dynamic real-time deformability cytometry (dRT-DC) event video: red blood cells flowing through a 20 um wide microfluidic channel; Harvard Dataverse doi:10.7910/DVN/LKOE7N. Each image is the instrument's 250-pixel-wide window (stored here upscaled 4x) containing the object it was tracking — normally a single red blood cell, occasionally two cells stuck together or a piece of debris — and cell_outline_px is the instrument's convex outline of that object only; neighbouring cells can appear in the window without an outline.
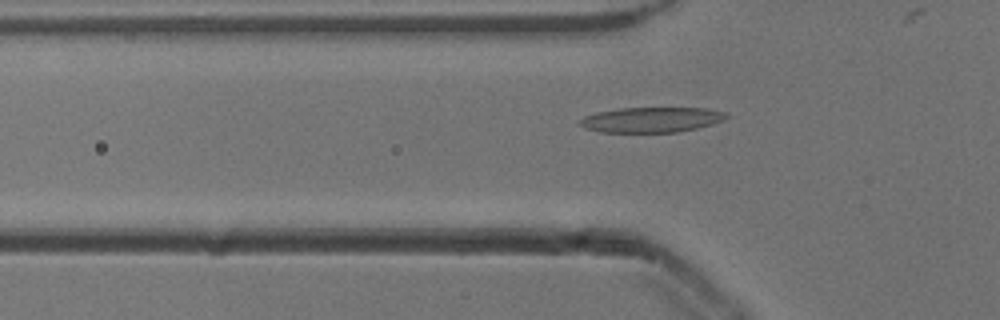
{"species": "common noctule bat (a hibernating species)", "species_latin": "Nyctalus noctula", "temperature_condition": "cold", "stored_images_in_passage": 53, "camera_frame_rate_fps": 3000, "um_per_image_px": 0.085, "animal": {"sex": "male", "body_mass_g": 13.3}, "frame": {"image": 1, "passage_image": 17, "time_ms": 5.333, "image_size_px": [1000, 320], "cell_outline_px": [[728, 116], [724, 120], [712, 124], [696, 128], [676, 132], [600, 132], [584, 128], [580, 124], [580, 120], [584, 116], [596, 112], [620, 108], [708, 108], [724, 112]], "centroid_in_image_um": [55.36, 10.17], "position_along_channel_um": 70.4, "area_um2": 21.44}}
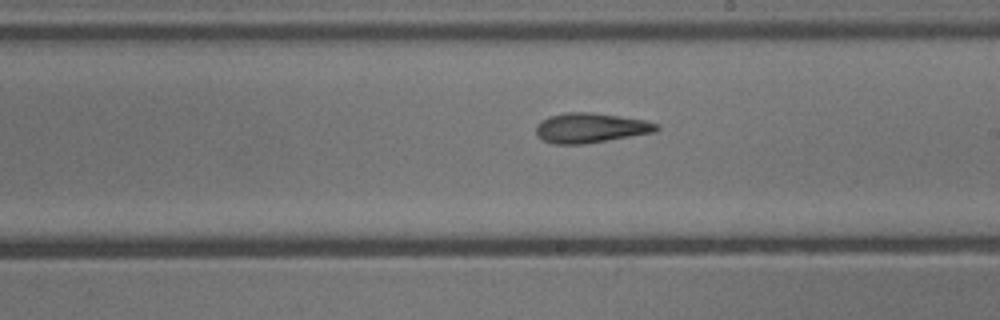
{"frame": {"image": 2, "passage_image": 30, "time_ms": 9.667, "image_size_px": [1000, 320], "cell_outline_px": [[660, 128], [656, 132], [584, 144], [552, 144], [536, 136], [536, 124], [540, 120], [548, 116], [568, 112], [592, 112], [620, 116], [644, 120], [660, 124]], "centroid_in_image_um": [50.19, 10.87], "position_along_channel_um": 238.8, "area_um2": 21.15}}
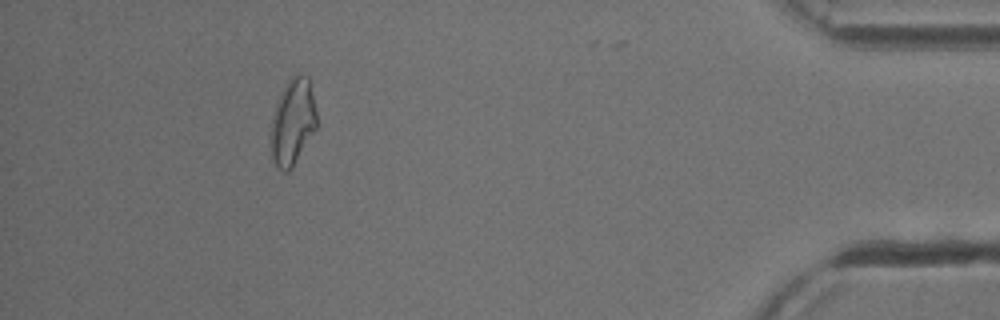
{"frame": {"image": 3, "passage_image": 48, "time_ms": 15.667, "image_size_px": [1000, 320], "cell_outline_px": [[316, 128], [292, 168], [288, 172], [284, 172], [276, 164], [272, 156], [268, 136], [272, 116], [276, 104], [284, 84], [292, 76], [308, 76], [316, 112]], "centroid_in_image_um": [24.84, 10.39], "position_along_channel_um": 410.4, "area_um2": 23.0}, "authors_computed_cell_mechanics": {"area_um2": 21.386, "velocity_mm_per_s": 3.8547, "shape_relaxation_time_tau1_ms": 7.657, "shape_relaxation_time_tau2_ms": 1.2752, "deformation_change_tau1": 0.1973, "deformation_change_tau2": 0.097}}